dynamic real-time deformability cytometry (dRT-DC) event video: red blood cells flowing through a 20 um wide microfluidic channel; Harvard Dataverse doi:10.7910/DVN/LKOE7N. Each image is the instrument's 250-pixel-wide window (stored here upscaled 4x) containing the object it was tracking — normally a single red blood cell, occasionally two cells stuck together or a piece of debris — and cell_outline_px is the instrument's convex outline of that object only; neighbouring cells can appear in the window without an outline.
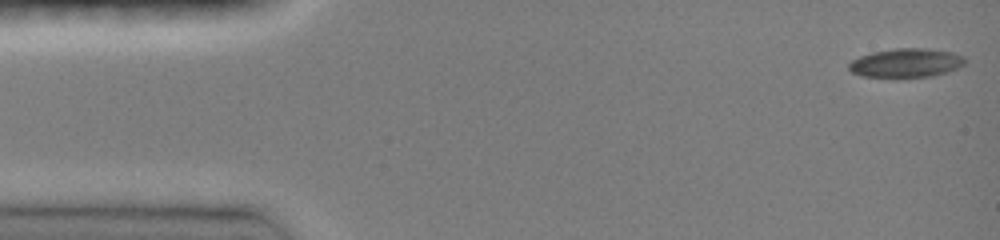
{"species": "common noctule bat (a hibernating species)", "species_latin": "Nyctalus noctula", "temperature_condition": "room temperature", "stored_images_in_passage": 46, "camera_frame_rate_fps": 3000, "um_per_image_px": 0.085, "animal": {"sex": "female", "body_mass_g": 19.0, "forearm_length_mm": 51.5}, "frame": {"image": 1, "passage_image": 1, "time_ms": 0.0, "image_size_px": [1000, 240], "cell_outline_px": [[964, 64], [948, 72], [932, 76], [896, 80], [860, 76], [852, 72], [848, 68], [848, 64], [852, 60], [860, 56], [872, 52], [896, 48], [924, 48], [952, 52], [964, 56]], "centroid_in_image_um": [76.96, 5.39], "position_along_channel_um": 8.0, "area_um2": 20.29}}
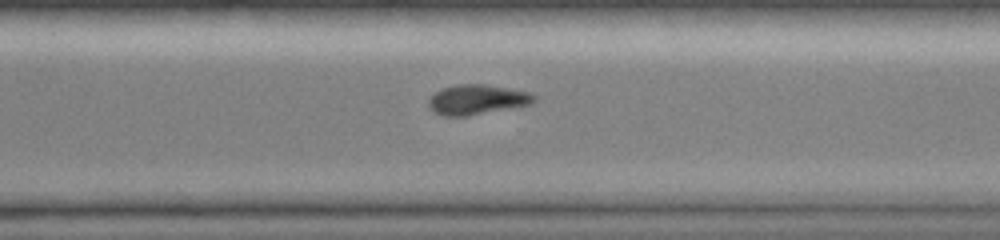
{"frame": {"image": 2, "passage_image": 33, "time_ms": 10.667, "image_size_px": [1000, 240], "cell_outline_px": [[536, 100], [532, 104], [468, 116], [444, 116], [436, 112], [428, 104], [428, 100], [436, 92], [444, 88], [460, 84], [484, 84], [532, 92], [536, 96]], "centroid_in_image_um": [40.61, 8.46], "position_along_channel_um": 330.0, "area_um2": 18.26}}
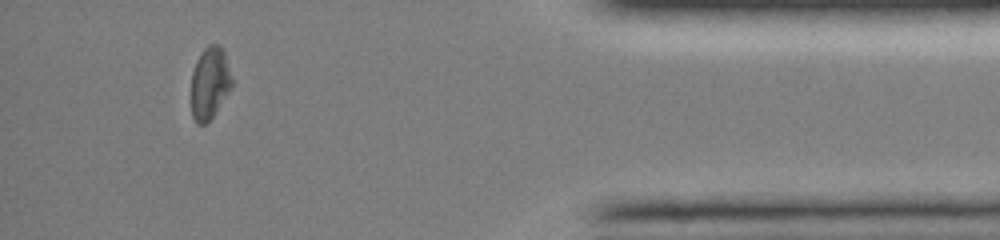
{"frame": {"image": 3, "passage_image": 42, "time_ms": 13.667, "image_size_px": [1000, 240], "cell_outline_px": [[236, 80], [232, 88], [212, 116], [204, 124], [196, 124], [192, 116], [192, 72], [196, 60], [204, 48], [208, 44], [220, 44], [224, 48]], "centroid_in_image_um": [17.9, 6.98], "position_along_channel_um": 417.3, "area_um2": 17.69}, "authors_computed_cell_mechanics": {"area_um2": 19.363, "velocity_mm_per_s": 4.1041, "shape_relaxation_time_tau1_ms": 2.2262, "shape_relaxation_time_tau2_ms": null, "deformation_change_tau1": 0.1016, "deformation_change_tau2": null}}